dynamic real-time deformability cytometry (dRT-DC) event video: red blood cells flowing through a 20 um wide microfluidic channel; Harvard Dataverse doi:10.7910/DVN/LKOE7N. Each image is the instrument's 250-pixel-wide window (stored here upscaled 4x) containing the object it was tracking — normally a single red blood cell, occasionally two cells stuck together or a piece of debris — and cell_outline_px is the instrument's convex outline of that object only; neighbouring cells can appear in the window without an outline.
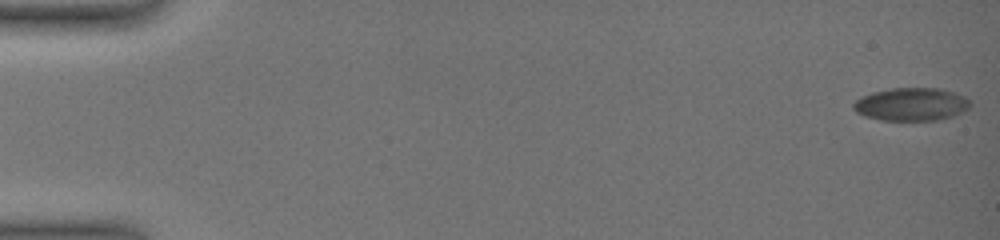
{"species": "common noctule bat (a hibernating species)", "species_latin": "Nyctalus noctula", "temperature_condition": "warm", "stored_images_in_passage": 38, "camera_frame_rate_fps": 3000, "um_per_image_px": 0.085, "animal": {"sex": "female", "body_mass_g": 19.0, "forearm_length_mm": 51.5}, "frame": {"image": 1, "passage_image": 1, "time_ms": 0.0, "image_size_px": [1000, 240], "cell_outline_px": [[972, 104], [964, 112], [952, 116], [936, 120], [880, 120], [864, 116], [856, 112], [852, 108], [852, 104], [856, 100], [872, 92], [892, 88], [940, 88], [964, 96]], "centroid_in_image_um": [77.45, 8.87], "position_along_channel_um": 7.5, "area_um2": 22.43}}
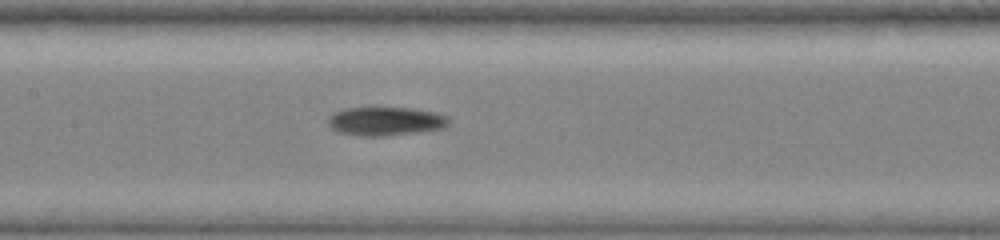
{"frame": {"image": 2, "passage_image": 17, "time_ms": 9.333, "image_size_px": [1000, 240], "cell_outline_px": [[448, 124], [444, 128], [420, 132], [384, 136], [360, 136], [336, 132], [328, 124], [328, 116], [332, 112], [344, 108], [412, 108], [436, 112], [448, 116]], "centroid_in_image_um": [32.75, 10.31], "position_along_channel_um": 174.7, "area_um2": 20.4}}
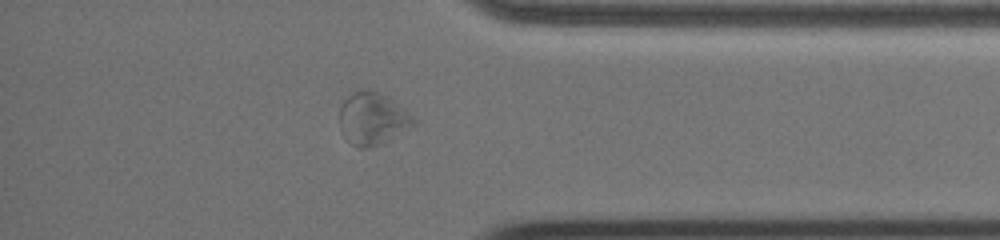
{"frame": {"image": 3, "passage_image": 33, "time_ms": 15.667, "image_size_px": [1000, 240], "cell_outline_px": [[416, 120], [412, 124], [380, 144], [364, 148], [360, 148], [352, 144], [340, 128], [340, 108], [344, 100], [352, 92], [360, 88], [364, 88], [380, 92], [404, 108]], "centroid_in_image_um": [31.62, 10.03], "position_along_channel_um": 403.6, "area_um2": 21.96}, "authors_computed_cell_mechanics": {"area_um2": 21.097, "velocity_mm_per_s": 3.6561, "shape_relaxation_time_tau1_ms": null, "shape_relaxation_time_tau2_ms": 5.0373, "deformation_change_tau1": null, "deformation_change_tau2": 0.1287}}